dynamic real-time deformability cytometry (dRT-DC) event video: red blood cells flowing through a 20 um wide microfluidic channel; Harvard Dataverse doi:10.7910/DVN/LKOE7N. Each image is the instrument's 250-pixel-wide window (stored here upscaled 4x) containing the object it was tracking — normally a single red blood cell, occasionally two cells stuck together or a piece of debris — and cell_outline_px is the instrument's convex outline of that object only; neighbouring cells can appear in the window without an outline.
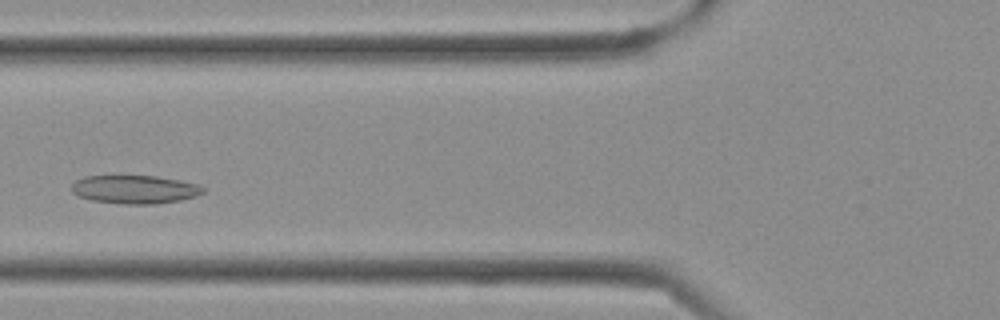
{"species": "Egyptian fruit bat (a non-hibernating species)", "species_latin": "Rousettus aegyptiacus", "temperature_condition": "cold", "stored_images_in_passage": 28, "camera_frame_rate_fps": 3000, "um_per_image_px": 0.085, "frame": {"image": 1, "passage_image": 9, "time_ms": 2.667, "image_size_px": [1000, 320], "cell_outline_px": [[208, 188], [204, 192], [196, 196], [180, 200], [156, 204], [124, 204], [92, 200], [80, 196], [72, 192], [72, 184], [76, 180], [84, 176], [156, 176], [180, 180], [200, 184]], "centroid_in_image_um": [11.52, 16.09], "position_along_channel_um": 114.3, "area_um2": 21.85}}
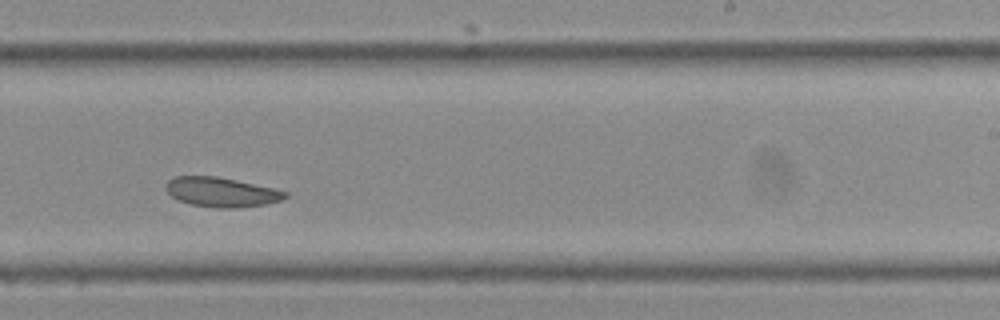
{"frame": {"image": 2, "passage_image": 18, "time_ms": 5.667, "image_size_px": [1000, 320], "cell_outline_px": [[288, 196], [284, 200], [268, 204], [236, 208], [212, 208], [192, 204], [180, 200], [172, 196], [164, 188], [164, 184], [168, 180], [176, 176], [216, 176], [236, 180], [272, 188], [288, 192]], "centroid_in_image_um": [18.83, 16.33], "position_along_channel_um": 270.2, "area_um2": 20.63}}
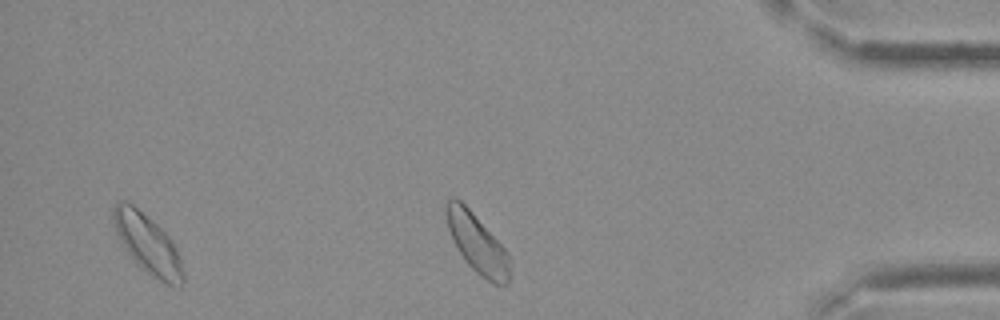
{"frame": {"image": 3, "passage_image": 27, "time_ms": 8.667, "image_size_px": [1000, 320], "cell_outline_px": [[184, 284], [180, 288], [164, 284], [152, 276], [124, 248], [116, 232], [112, 216], [112, 208], [116, 200], [124, 200], [132, 204], [156, 224], [172, 240], [180, 256], [184, 276]], "centroid_in_image_um": [12.57, 20.74], "position_along_channel_um": 422.6, "area_um2": 23.87}}